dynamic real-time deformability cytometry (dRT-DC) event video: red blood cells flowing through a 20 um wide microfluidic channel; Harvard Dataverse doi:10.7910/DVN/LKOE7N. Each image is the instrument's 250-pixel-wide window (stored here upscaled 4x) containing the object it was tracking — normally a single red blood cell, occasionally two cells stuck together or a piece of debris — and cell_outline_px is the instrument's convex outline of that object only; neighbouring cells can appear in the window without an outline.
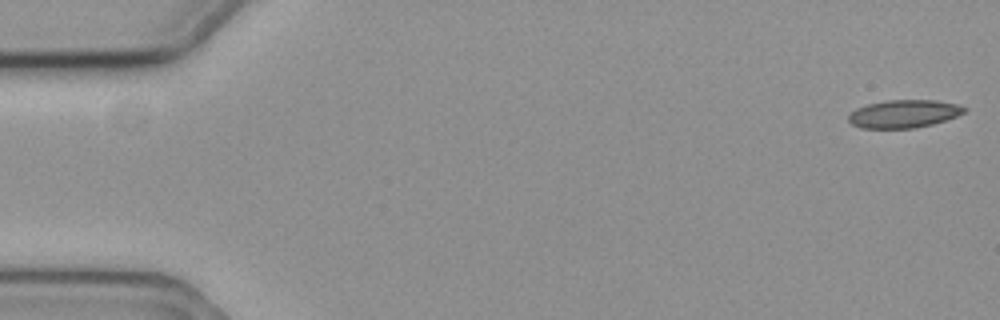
{"species": "common noctule bat (a hibernating species)", "species_latin": "Nyctalus noctula", "temperature_condition": "cold", "stored_images_in_passage": 5, "camera_frame_rate_fps": 3000, "um_per_image_px": 0.085, "animal": {"sex": "female", "body_mass_g": 19.3, "forearm_length_mm": 54.1}, "frame": {"image": 1, "passage_image": 1, "time_ms": 0.0, "image_size_px": [1000, 320], "cell_outline_px": [[968, 108], [964, 112], [956, 116], [932, 124], [916, 128], [860, 128], [852, 124], [848, 120], [848, 116], [856, 108], [868, 104], [888, 100], [936, 100], [956, 104]], "centroid_in_image_um": [76.81, 9.67], "position_along_channel_um": 8.2, "area_um2": 18.73}}
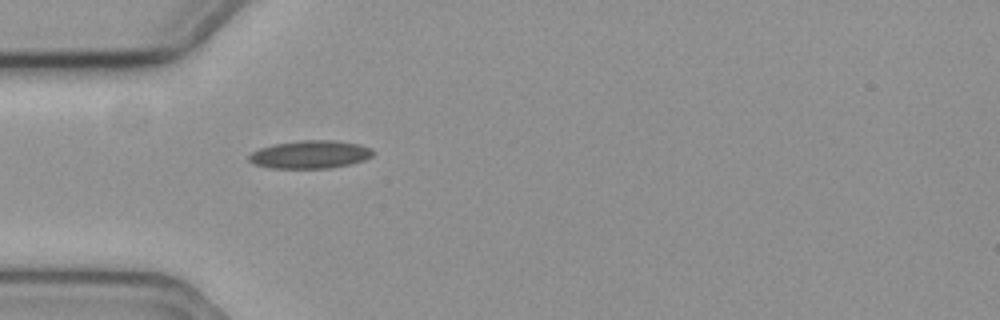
{"frame": {"image": 2, "passage_image": 5, "time_ms": 1.333, "image_size_px": [1000, 320], "cell_outline_px": [[376, 152], [372, 156], [364, 160], [352, 164], [328, 168], [272, 168], [256, 164], [248, 160], [248, 156], [252, 152], [260, 148], [272, 144], [300, 140], [336, 140], [360, 144], [372, 148]], "centroid_in_image_um": [26.41, 13.12], "position_along_channel_um": 58.6, "area_um2": 20.4}}